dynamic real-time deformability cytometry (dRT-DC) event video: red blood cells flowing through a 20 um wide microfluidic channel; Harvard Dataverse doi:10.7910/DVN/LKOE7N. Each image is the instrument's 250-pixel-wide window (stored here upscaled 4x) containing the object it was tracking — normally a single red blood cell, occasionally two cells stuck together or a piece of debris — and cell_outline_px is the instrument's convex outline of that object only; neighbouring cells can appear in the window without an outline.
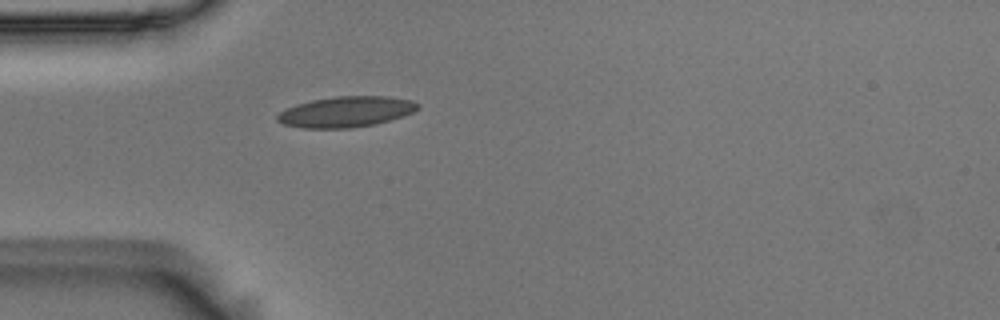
{"species": "Egyptian fruit bat (a non-hibernating species)", "species_latin": "Rousettus aegyptiacus", "temperature_condition": "room temperature", "stored_images_in_passage": 1, "camera_frame_rate_fps": 3000, "um_per_image_px": 0.085, "animal": {"sex": "male"}, "frame": {"image": 1, "passage_image": 1, "time_ms": 0.0, "image_size_px": [1000, 320], "cell_outline_px": [[420, 108], [412, 112], [388, 120], [372, 124], [348, 128], [300, 128], [284, 124], [276, 120], [276, 116], [280, 112], [296, 104], [312, 100], [336, 96], [388, 96], [412, 100], [420, 104]], "centroid_in_image_um": [29.39, 9.49], "position_along_channel_um": 55.6, "area_um2": 24.91}}